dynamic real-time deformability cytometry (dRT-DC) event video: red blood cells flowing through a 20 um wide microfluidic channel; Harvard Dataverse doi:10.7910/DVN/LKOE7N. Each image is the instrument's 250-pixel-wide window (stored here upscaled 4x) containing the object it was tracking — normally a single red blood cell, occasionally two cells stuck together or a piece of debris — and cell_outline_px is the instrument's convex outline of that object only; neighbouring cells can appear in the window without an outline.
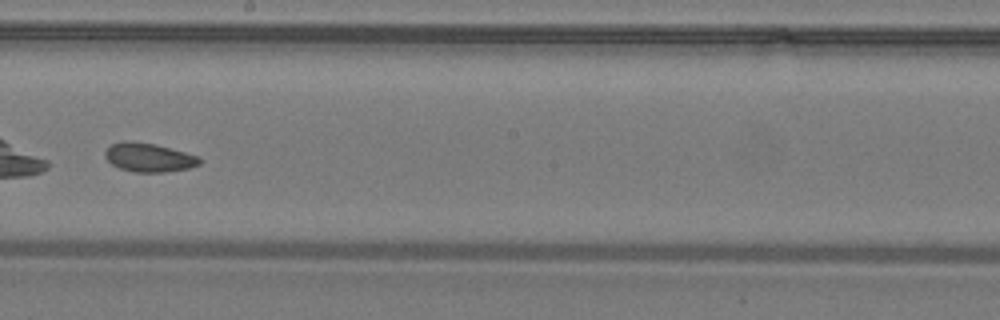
{"species": "common noctule bat (a hibernating species)", "species_latin": "Nyctalus noctula", "temperature_condition": "warm", "stored_images_in_passage": 39, "camera_frame_rate_fps": 3000, "um_per_image_px": 0.085, "animal": {"sex": "male", "body_mass_g": 19.2, "forearm_length_mm": 51.8}, "frame": {"image": 1, "passage_image": 23, "time_ms": 7.333, "image_size_px": [1000, 320], "cell_outline_px": [[200, 164], [188, 168], [164, 172], [136, 172], [120, 168], [112, 164], [104, 156], [104, 152], [112, 144], [124, 140], [128, 140], [156, 144], [184, 152], [196, 156], [200, 160]], "centroid_in_image_um": [12.61, 13.37], "position_along_channel_um": 235.6, "area_um2": 15.66}}
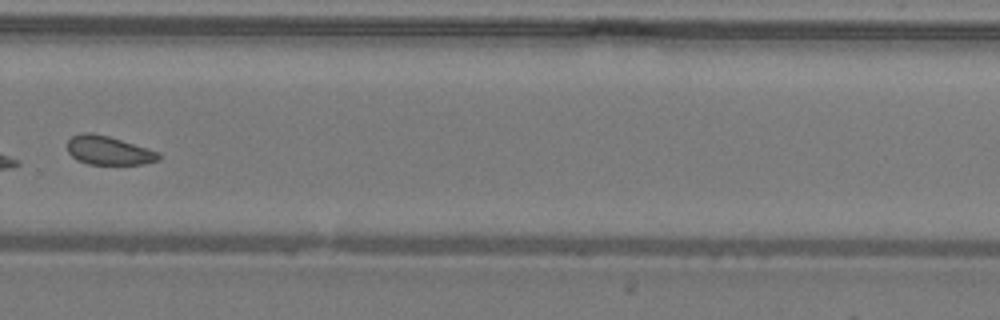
{"frame": {"image": 2, "passage_image": 28, "time_ms": 9.0, "image_size_px": [1000, 320], "cell_outline_px": [[160, 160], [144, 164], [88, 164], [76, 160], [68, 152], [68, 140], [72, 136], [84, 132], [92, 132], [108, 136], [160, 152]], "centroid_in_image_um": [9.23, 12.79], "position_along_channel_um": 320.6, "area_um2": 15.32}}